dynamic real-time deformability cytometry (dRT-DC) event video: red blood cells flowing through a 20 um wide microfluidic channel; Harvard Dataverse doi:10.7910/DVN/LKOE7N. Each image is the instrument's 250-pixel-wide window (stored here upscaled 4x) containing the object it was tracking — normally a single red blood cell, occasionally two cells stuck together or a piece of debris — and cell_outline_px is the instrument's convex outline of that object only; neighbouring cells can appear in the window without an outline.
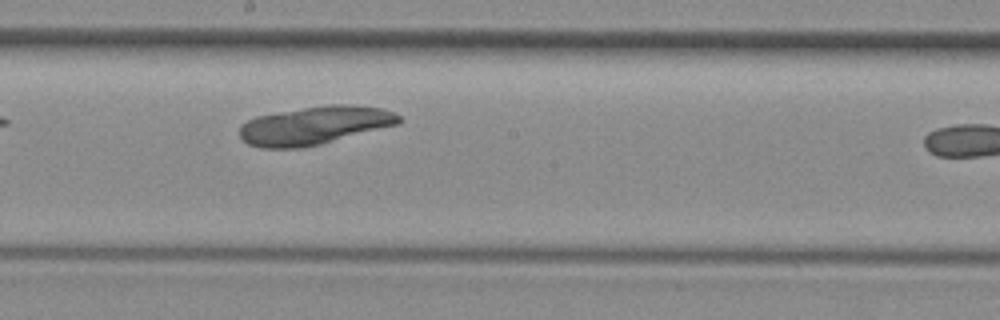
{"species": "common noctule bat (a hibernating species)", "species_latin": "Nyctalus noctula", "temperature_condition": "room temperature", "stored_images_in_passage": 7, "segment_of_instrument_passage": [1, 2], "camera_frame_rate_fps": 3000, "um_per_image_px": 0.085, "animal": {"sex": "female", "body_mass_g": 29.2, "forearm_length_mm": 56.3}, "frame": {"image": 1, "passage_image": 6, "time_ms": 5.667, "image_size_px": [1000, 320], "cell_outline_px": [[400, 124], [320, 144], [300, 148], [260, 148], [248, 144], [240, 136], [240, 124], [256, 116], [328, 104], [348, 104], [380, 108], [392, 112], [400, 116]], "centroid_in_image_um": [26.73, 10.67], "position_along_channel_um": 221.5, "area_um2": 35.32}}